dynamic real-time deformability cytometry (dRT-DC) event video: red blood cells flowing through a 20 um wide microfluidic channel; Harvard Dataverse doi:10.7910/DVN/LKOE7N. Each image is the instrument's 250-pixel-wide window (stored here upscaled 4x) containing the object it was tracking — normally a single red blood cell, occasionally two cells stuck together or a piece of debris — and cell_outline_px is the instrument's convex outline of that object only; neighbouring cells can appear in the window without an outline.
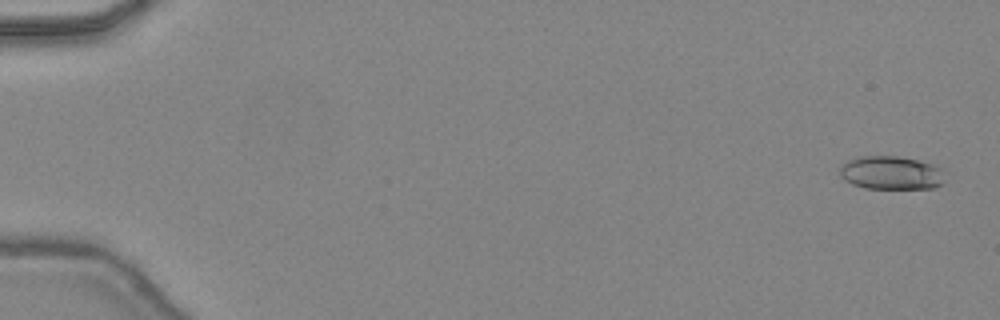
{"species": "common noctule bat (a hibernating species)", "species_latin": "Nyctalus noctula", "temperature_condition": "warm", "stored_images_in_passage": 47, "camera_frame_rate_fps": 3000, "um_per_image_px": 0.085, "animal": {"sex": "female", "body_mass_g": 24.6, "forearm_length_mm": 56.2}, "frame": {"image": 1, "passage_image": 2, "time_ms": 0.333, "image_size_px": [1000, 320], "cell_outline_px": [[944, 184], [932, 188], [864, 188], [852, 184], [844, 180], [840, 176], [840, 164], [856, 156], [896, 156], [916, 160], [932, 164], [940, 168]], "centroid_in_image_um": [75.68, 14.69], "position_along_channel_um": 9.3, "area_um2": 20.46}}
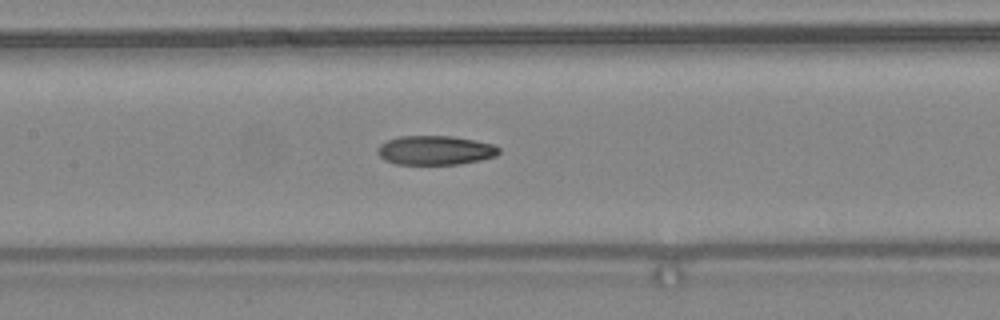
{"frame": {"image": 2, "passage_image": 24, "time_ms": 7.667, "image_size_px": [1000, 320], "cell_outline_px": [[500, 152], [496, 156], [480, 160], [460, 164], [396, 164], [384, 160], [376, 152], [376, 148], [380, 144], [388, 140], [400, 136], [452, 136], [492, 144], [500, 148]], "centroid_in_image_um": [36.97, 12.78], "position_along_channel_um": 170.4, "area_um2": 20.63}}
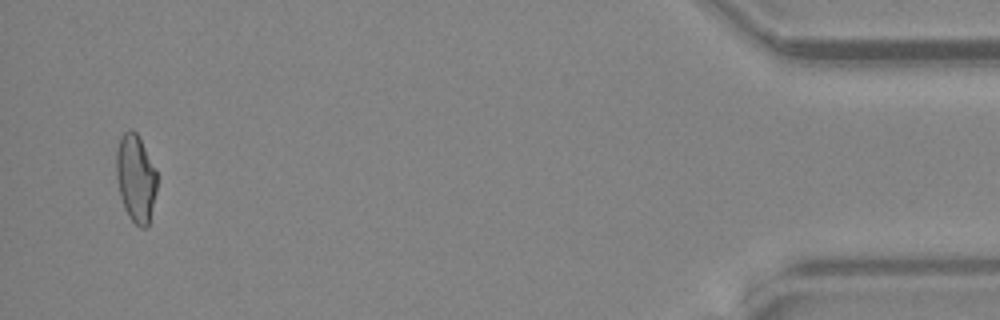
{"frame": {"image": 3, "passage_image": 46, "time_ms": 15.0, "image_size_px": [1000, 320], "cell_outline_px": [[156, 192], [148, 228], [140, 228], [128, 216], [124, 208], [120, 196], [116, 176], [116, 148], [120, 136], [128, 128], [132, 128], [136, 132], [156, 172]], "centroid_in_image_um": [11.51, 15.16], "position_along_channel_um": 423.7, "area_um2": 20.75}, "authors_computed_cell_mechanics": {"area_um2": 20.808, "velocity_mm_per_s": 4.5021, "shape_relaxation_time_tau1_ms": null, "shape_relaxation_time_tau2_ms": 5.4417, "deformation_change_tau1": null, "deformation_change_tau2": 0.1592}}